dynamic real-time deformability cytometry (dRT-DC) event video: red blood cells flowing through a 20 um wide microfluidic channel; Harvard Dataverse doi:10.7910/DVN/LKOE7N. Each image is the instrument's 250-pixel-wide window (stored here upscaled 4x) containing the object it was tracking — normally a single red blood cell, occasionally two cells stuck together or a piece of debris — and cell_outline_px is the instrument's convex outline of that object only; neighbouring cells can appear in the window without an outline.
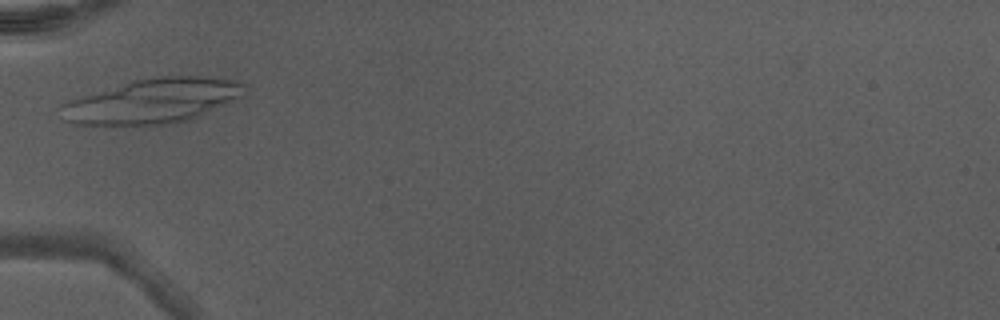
{"species": "Egyptian fruit bat (a non-hibernating species)", "species_latin": "Rousettus aegyptiacus", "temperature_condition": "warm", "stored_images_in_passage": 30, "camera_frame_rate_fps": 3000, "um_per_image_px": 0.085, "animal": {"sex": "male"}, "frame": {"image": 1, "passage_image": 1, "time_ms": 0.0, "image_size_px": [1000, 320], "cell_outline_px": [[244, 84], [240, 96], [188, 120], [160, 124], [72, 124], [64, 120], [60, 104], [68, 100], [136, 80], [160, 76], [188, 76], [228, 80]], "centroid_in_image_um": [12.86, 8.59], "position_along_channel_um": 72.1, "area_um2": 45.95}, "authors_computed_cell_mechanics": {"area_um2": 25.721, "velocity_mm_per_s": 4.3239, "shape_relaxation_time_tau1_ms": 4.872, "shape_relaxation_time_tau2_ms": 1.0681, "deformation_change_tau1": 0.1994, "deformation_change_tau2": 0.0983}}